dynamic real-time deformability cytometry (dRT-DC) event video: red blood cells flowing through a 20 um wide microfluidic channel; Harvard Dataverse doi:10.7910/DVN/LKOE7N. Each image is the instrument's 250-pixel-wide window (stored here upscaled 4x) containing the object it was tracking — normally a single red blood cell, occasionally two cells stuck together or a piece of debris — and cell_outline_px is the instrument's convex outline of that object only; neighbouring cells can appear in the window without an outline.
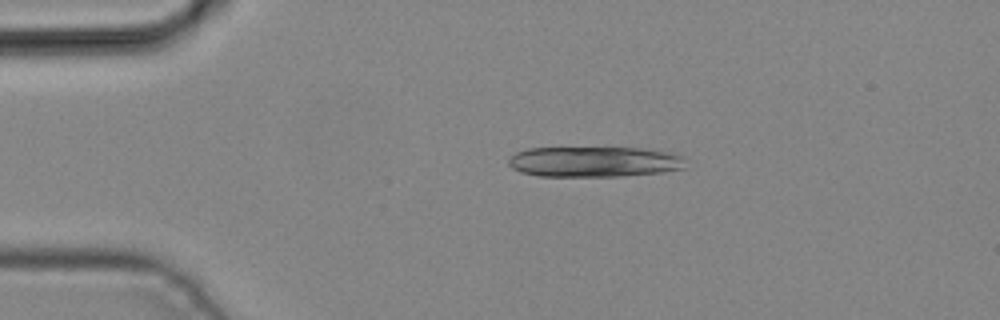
{"species": "common noctule bat (a hibernating species)", "species_latin": "Nyctalus noctula", "temperature_condition": "cold", "stored_images_in_passage": 4, "camera_frame_rate_fps": 3000, "um_per_image_px": 0.085, "animal": {"sex": "male", "body_mass_g": 19.2, "forearm_length_mm": 51.8}, "frame": {"image": 1, "passage_image": 3, "time_ms": 0.667, "image_size_px": [1000, 320], "cell_outline_px": [[684, 168], [660, 172], [620, 176], [536, 176], [520, 172], [512, 168], [508, 164], [508, 156], [516, 152], [528, 148], [644, 148], [668, 152], [684, 156]], "centroid_in_image_um": [50.45, 13.74], "position_along_channel_um": 34.5, "area_um2": 31.56}}